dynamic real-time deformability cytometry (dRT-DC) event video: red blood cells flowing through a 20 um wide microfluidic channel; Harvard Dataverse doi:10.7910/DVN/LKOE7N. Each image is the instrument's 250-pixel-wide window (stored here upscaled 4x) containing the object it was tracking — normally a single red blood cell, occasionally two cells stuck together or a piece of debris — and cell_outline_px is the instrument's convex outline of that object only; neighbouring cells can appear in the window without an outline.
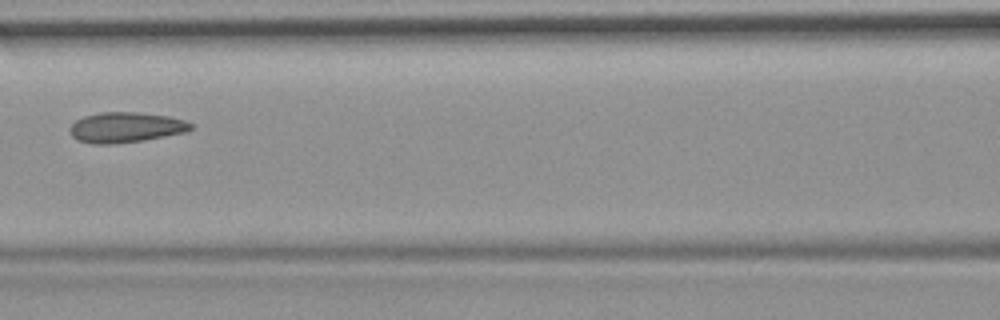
{"species": "common noctule bat (a hibernating species)", "species_latin": "Nyctalus noctula", "temperature_condition": "room temperature", "stored_images_in_passage": 7, "camera_frame_rate_fps": 3000, "um_per_image_px": 0.085, "animal": {"sex": "female", "body_mass_g": 19.9}, "frame": {"image": 1, "passage_image": 7, "time_ms": 6.667, "image_size_px": [1000, 320], "cell_outline_px": [[192, 128], [188, 132], [144, 140], [112, 144], [92, 144], [76, 140], [72, 136], [68, 128], [76, 120], [84, 116], [100, 112], [140, 112], [168, 116], [184, 120], [192, 124]], "centroid_in_image_um": [10.67, 10.83], "position_along_channel_um": 155.9, "area_um2": 21.56}}